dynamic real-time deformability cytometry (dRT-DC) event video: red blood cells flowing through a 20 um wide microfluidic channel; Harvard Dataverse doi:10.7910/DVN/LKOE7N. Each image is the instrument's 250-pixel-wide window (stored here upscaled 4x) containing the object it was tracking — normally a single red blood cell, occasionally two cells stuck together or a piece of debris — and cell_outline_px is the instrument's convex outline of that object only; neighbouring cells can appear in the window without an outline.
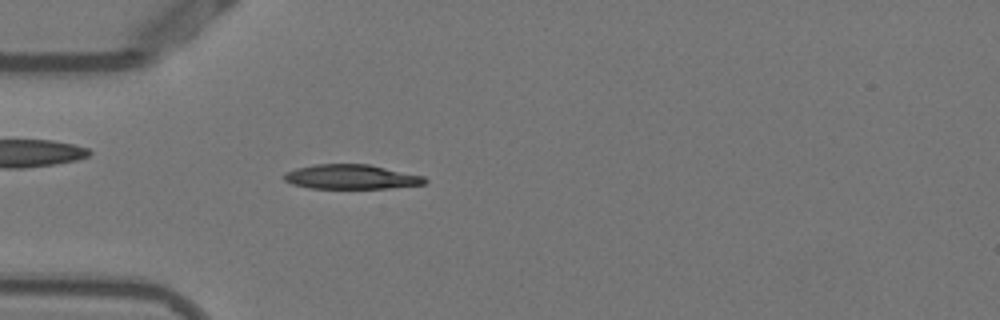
{"species": "Egyptian fruit bat (a non-hibernating species)", "species_latin": "Rousettus aegyptiacus", "temperature_condition": "warm", "stored_images_in_passage": 52, "camera_frame_rate_fps": 3000, "um_per_image_px": 0.085, "animal": {"sex": "female"}, "frame": {"image": 1, "passage_image": 15, "time_ms": 4.667, "image_size_px": [1000, 320], "cell_outline_px": [[428, 180], [424, 184], [388, 188], [308, 188], [292, 184], [284, 180], [284, 172], [296, 168], [316, 164], [368, 164], [424, 176]], "centroid_in_image_um": [29.83, 15.03], "position_along_channel_um": 55.2, "area_um2": 20.06}}
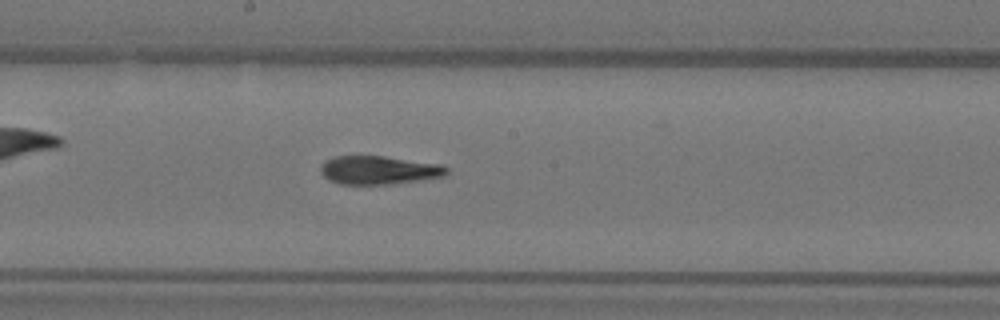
{"frame": {"image": 2, "passage_image": 28, "time_ms": 9.0, "image_size_px": [1000, 320], "cell_outline_px": [[448, 172], [444, 176], [420, 180], [388, 184], [340, 184], [328, 180], [320, 172], [320, 164], [324, 160], [336, 156], [384, 156], [440, 164], [448, 168]], "centroid_in_image_um": [32.16, 14.45], "position_along_channel_um": 216.0, "area_um2": 20.92}}
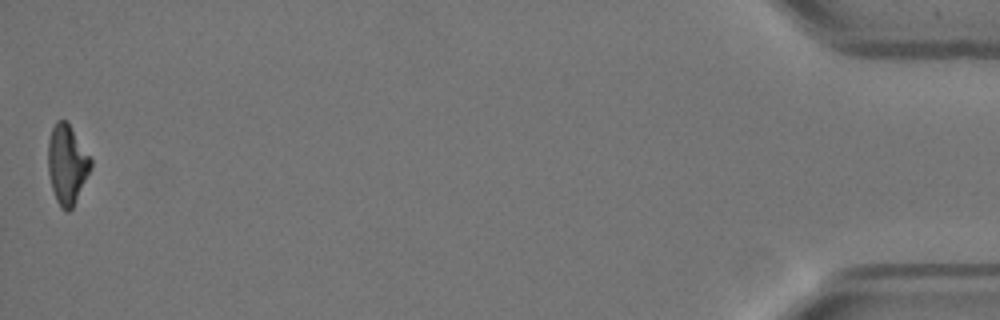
{"frame": {"image": 3, "passage_image": 52, "time_ms": 17.0, "image_size_px": [1000, 320], "cell_outline_px": [[92, 168], [72, 208], [68, 212], [64, 212], [60, 208], [56, 200], [52, 188], [48, 172], [48, 140], [52, 128], [56, 120], [64, 120], [68, 124], [92, 160]], "centroid_in_image_um": [5.68, 14.01], "position_along_channel_um": 429.5, "area_um2": 19.59}, "authors_computed_cell_mechanics": {"area_um2": 20.808, "velocity_mm_per_s": 3.8426, "shape_relaxation_time_tau1_ms": 5.8165, "shape_relaxation_time_tau2_ms": 2.4676, "deformation_change_tau1": 0.2089, "deformation_change_tau2": 0.1024}}